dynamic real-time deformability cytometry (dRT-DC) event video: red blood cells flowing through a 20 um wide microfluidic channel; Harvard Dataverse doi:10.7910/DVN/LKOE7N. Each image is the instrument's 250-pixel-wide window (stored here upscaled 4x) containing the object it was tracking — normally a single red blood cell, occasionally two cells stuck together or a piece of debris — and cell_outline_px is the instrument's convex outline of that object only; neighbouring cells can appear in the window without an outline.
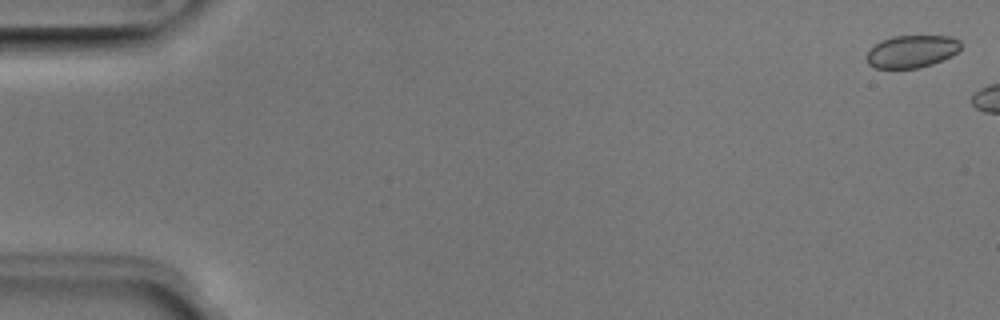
{"species": "Egyptian fruit bat (a non-hibernating species)", "species_latin": "Rousettus aegyptiacus", "temperature_condition": "room temperature", "stored_images_in_passage": 5, "camera_frame_rate_fps": 3000, "um_per_image_px": 0.085, "animal": {"sex": "male"}, "frame": {"image": 1, "passage_image": 1, "time_ms": 0.0, "image_size_px": [1000, 320], "cell_outline_px": [[960, 48], [952, 56], [932, 64], [920, 68], [876, 68], [868, 64], [868, 52], [876, 44], [892, 36], [952, 36], [960, 40]], "centroid_in_image_um": [77.54, 4.37], "position_along_channel_um": 7.5, "area_um2": 17.63}}